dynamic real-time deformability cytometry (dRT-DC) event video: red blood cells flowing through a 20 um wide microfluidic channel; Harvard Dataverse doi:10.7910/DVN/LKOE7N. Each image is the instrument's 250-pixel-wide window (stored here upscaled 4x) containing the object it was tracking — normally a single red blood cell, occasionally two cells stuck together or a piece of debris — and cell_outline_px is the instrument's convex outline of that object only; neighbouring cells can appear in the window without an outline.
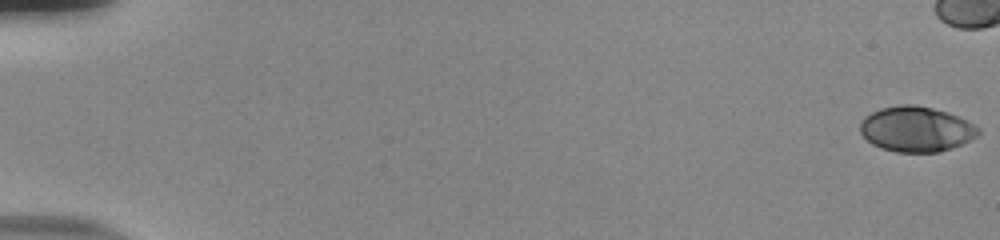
{"species": "human", "species_latin": "Homo sapiens", "temperature_condition": "room temperature", "stored_images_in_passage": 46, "camera_frame_rate_fps": 3000, "um_per_image_px": 0.085, "donor": {"sex": "male"}, "frame": {"image": 1, "passage_image": 1, "time_ms": 0.0, "image_size_px": [1000, 240], "cell_outline_px": [[980, 132], [976, 136], [952, 148], [940, 152], [896, 152], [872, 144], [860, 132], [860, 120], [864, 116], [880, 108], [900, 104], [916, 104], [948, 112], [968, 120], [980, 128]], "centroid_in_image_um": [77.87, 10.96], "position_along_channel_um": 7.1, "area_um2": 31.27}}
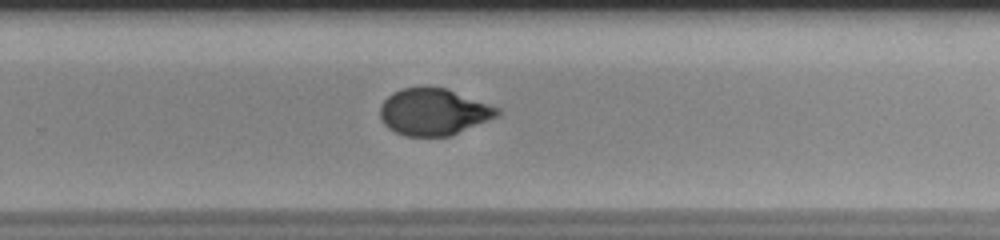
{"frame": {"image": 2, "passage_image": 38, "time_ms": 12.333, "image_size_px": [1000, 240], "cell_outline_px": [[500, 116], [452, 136], [408, 136], [396, 132], [388, 128], [380, 120], [380, 104], [392, 92], [400, 88], [448, 88], [500, 108]], "centroid_in_image_um": [36.88, 9.52], "position_along_channel_um": 292.9, "area_um2": 32.19}}
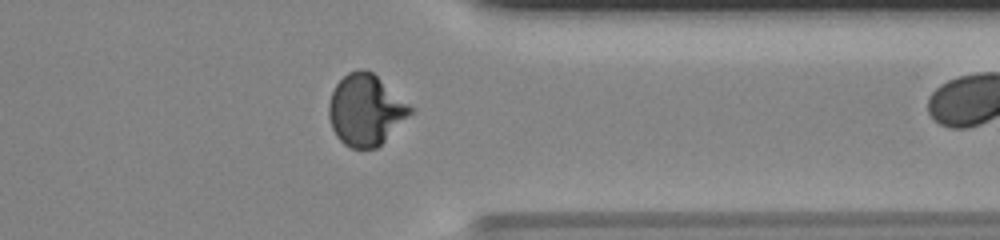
{"frame": {"image": 3, "passage_image": 45, "time_ms": 14.667, "image_size_px": [1000, 240], "cell_outline_px": [[416, 108], [376, 148], [352, 148], [344, 144], [336, 136], [332, 128], [328, 116], [328, 104], [332, 92], [336, 84], [348, 72], [360, 68], [364, 68], [372, 72]], "centroid_in_image_um": [31.07, 9.32], "position_along_channel_um": 380.3, "area_um2": 33.7}}